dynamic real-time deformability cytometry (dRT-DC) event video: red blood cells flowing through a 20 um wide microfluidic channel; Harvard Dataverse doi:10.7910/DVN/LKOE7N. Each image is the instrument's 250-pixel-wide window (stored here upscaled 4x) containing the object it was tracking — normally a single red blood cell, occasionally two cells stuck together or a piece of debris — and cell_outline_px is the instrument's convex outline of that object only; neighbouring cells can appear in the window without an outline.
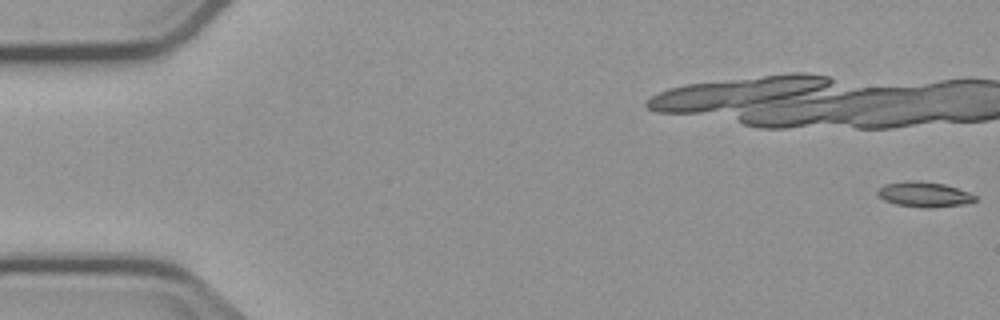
{"species": "common noctule bat (a hibernating species)", "species_latin": "Nyctalus noctula", "temperature_condition": "cold", "stored_images_in_passage": 6, "camera_frame_rate_fps": 3000, "um_per_image_px": 0.085, "animal": {"sex": "male", "body_mass_g": 23.1, "forearm_length_mm": 52.7}, "frame": {"image": 1, "passage_image": 1, "time_ms": 0.0, "image_size_px": [1000, 320], "cell_outline_px": [[976, 200], [964, 204], [932, 208], [920, 208], [896, 204], [884, 200], [876, 192], [884, 184], [904, 180], [916, 180], [944, 184], [968, 192], [976, 196]], "centroid_in_image_um": [78.53, 16.52], "position_along_channel_um": 6.5, "area_um2": 14.33}}